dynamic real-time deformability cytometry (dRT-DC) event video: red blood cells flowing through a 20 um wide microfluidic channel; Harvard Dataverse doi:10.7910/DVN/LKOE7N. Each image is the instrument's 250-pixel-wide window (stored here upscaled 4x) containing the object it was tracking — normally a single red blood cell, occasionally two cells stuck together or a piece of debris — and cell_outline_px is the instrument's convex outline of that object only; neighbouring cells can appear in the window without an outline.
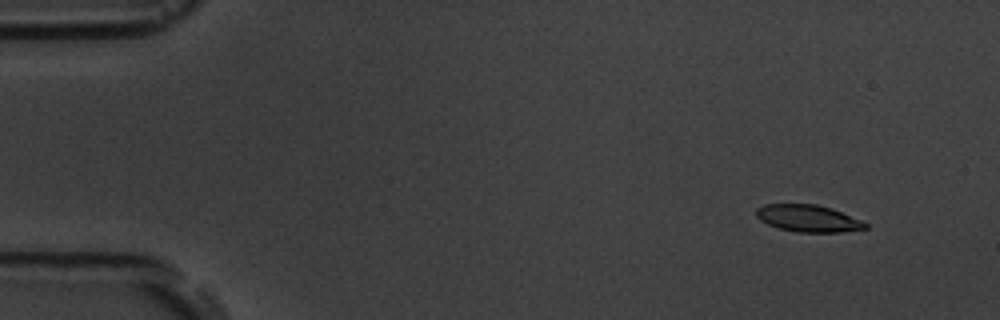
{"species": "common noctule bat (a hibernating species)", "species_latin": "Nyctalus noctula", "temperature_condition": "room temperature", "stored_images_in_passage": 4, "camera_frame_rate_fps": 3000, "um_per_image_px": 0.085, "animal": {"sex": "male", "body_mass_g": 19.5, "forearm_length_mm": 54.6}, "frame": {"image": 1, "passage_image": 1, "time_ms": 0.0, "image_size_px": [1000, 320], "cell_outline_px": [[868, 228], [844, 232], [796, 232], [780, 228], [768, 224], [760, 220], [756, 216], [756, 208], [764, 204], [816, 204], [832, 208], [860, 220], [868, 224]], "centroid_in_image_um": [68.69, 18.56], "position_along_channel_um": 16.3, "area_um2": 17.17}}
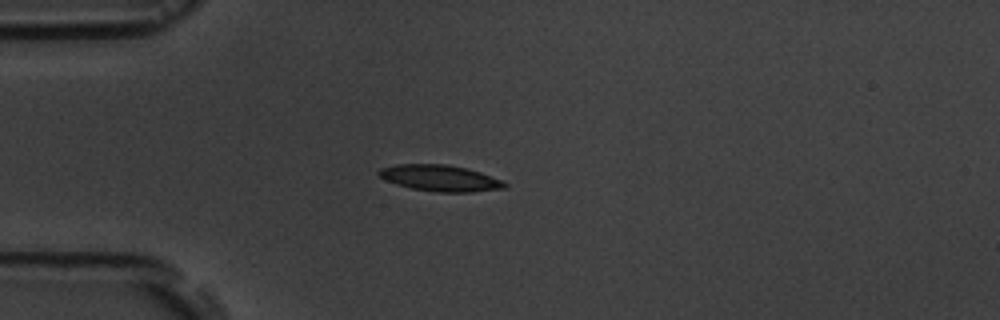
{"frame": {"image": 2, "passage_image": 3, "time_ms": 3.333, "image_size_px": [1000, 320], "cell_outline_px": [[508, 188], [472, 192], [440, 192], [412, 188], [396, 184], [384, 180], [376, 172], [380, 168], [396, 164], [444, 164], [464, 168], [480, 172], [504, 180], [508, 184]], "centroid_in_image_um": [37.43, 15.14], "position_along_channel_um": 47.6, "area_um2": 19.31}}